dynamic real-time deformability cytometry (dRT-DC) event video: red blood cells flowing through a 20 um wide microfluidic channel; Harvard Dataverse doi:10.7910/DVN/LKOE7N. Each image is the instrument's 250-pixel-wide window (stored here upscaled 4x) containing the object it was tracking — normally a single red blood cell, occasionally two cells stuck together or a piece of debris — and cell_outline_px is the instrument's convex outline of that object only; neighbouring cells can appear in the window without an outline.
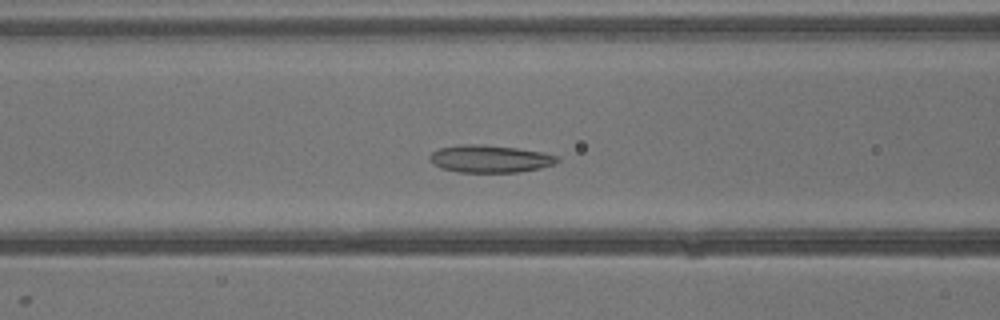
{"species": "common noctule bat (a hibernating species)", "species_latin": "Nyctalus noctula", "temperature_condition": "warm", "stored_images_in_passage": 40, "segment_of_instrument_passage": [1, 2], "camera_frame_rate_fps": 3000, "um_per_image_px": 0.085, "animal": {"sex": "male", "body_mass_g": 13.3}, "frame": {"image": 1, "passage_image": 15, "time_ms": 4.667, "image_size_px": [1000, 320], "cell_outline_px": [[560, 160], [556, 164], [540, 168], [520, 172], [460, 172], [440, 168], [432, 164], [428, 160], [428, 156], [432, 152], [440, 148], [460, 144], [484, 144], [516, 148], [544, 152], [560, 156]], "centroid_in_image_um": [41.66, 13.49], "position_along_channel_um": 124.9, "area_um2": 20.75}}
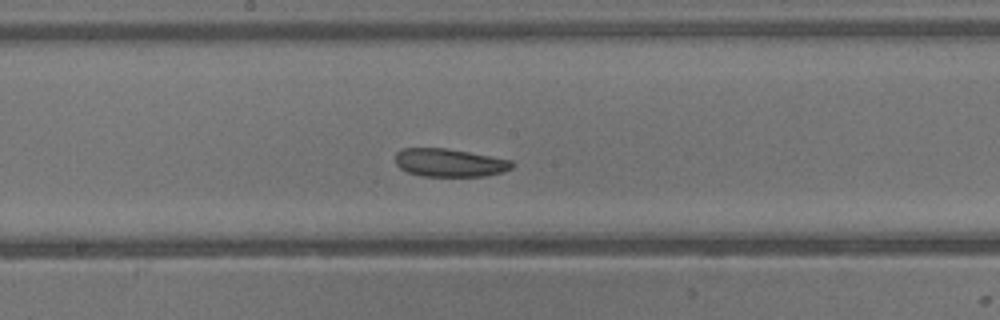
{"frame": {"image": 2, "passage_image": 20, "time_ms": 6.333, "image_size_px": [1000, 320], "cell_outline_px": [[516, 164], [512, 168], [504, 172], [484, 176], [420, 176], [408, 172], [400, 168], [396, 164], [396, 152], [400, 148], [444, 148], [468, 152], [512, 160]], "centroid_in_image_um": [38.22, 13.83], "position_along_channel_um": 210.0, "area_um2": 19.19}}
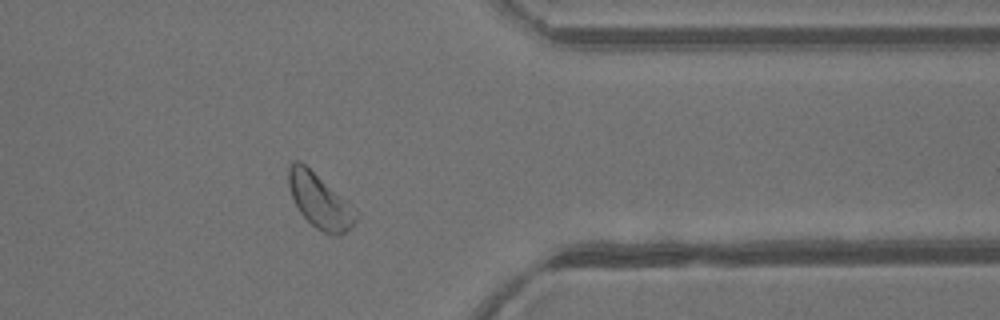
{"frame": {"image": 3, "passage_image": 31, "time_ms": 10.0, "image_size_px": [1000, 320], "cell_outline_px": [[356, 220], [344, 232], [324, 232], [316, 228], [300, 212], [292, 196], [288, 184], [288, 168], [292, 160], [300, 160], [356, 208]], "centroid_in_image_um": [27.14, 17.01], "position_along_channel_um": 384.3, "area_um2": 20.69}}